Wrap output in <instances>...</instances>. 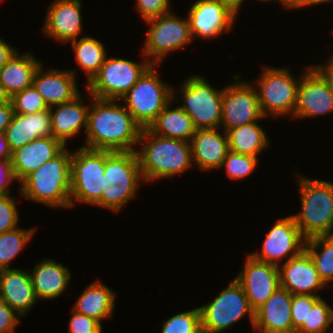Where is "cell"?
<instances>
[{
	"label": "cell",
	"instance_id": "obj_1",
	"mask_svg": "<svg viewBox=\"0 0 333 333\" xmlns=\"http://www.w3.org/2000/svg\"><path fill=\"white\" fill-rule=\"evenodd\" d=\"M92 97L83 147L105 151H136L141 126L118 100Z\"/></svg>",
	"mask_w": 333,
	"mask_h": 333
},
{
	"label": "cell",
	"instance_id": "obj_2",
	"mask_svg": "<svg viewBox=\"0 0 333 333\" xmlns=\"http://www.w3.org/2000/svg\"><path fill=\"white\" fill-rule=\"evenodd\" d=\"M138 147L143 182L171 178L193 167L190 142L159 136L143 128Z\"/></svg>",
	"mask_w": 333,
	"mask_h": 333
},
{
	"label": "cell",
	"instance_id": "obj_3",
	"mask_svg": "<svg viewBox=\"0 0 333 333\" xmlns=\"http://www.w3.org/2000/svg\"><path fill=\"white\" fill-rule=\"evenodd\" d=\"M71 156L72 152L65 147L27 175L20 182L23 197L49 207L71 208Z\"/></svg>",
	"mask_w": 333,
	"mask_h": 333
},
{
	"label": "cell",
	"instance_id": "obj_4",
	"mask_svg": "<svg viewBox=\"0 0 333 333\" xmlns=\"http://www.w3.org/2000/svg\"><path fill=\"white\" fill-rule=\"evenodd\" d=\"M301 196V212L292 215L302 236H333V183L296 176Z\"/></svg>",
	"mask_w": 333,
	"mask_h": 333
},
{
	"label": "cell",
	"instance_id": "obj_5",
	"mask_svg": "<svg viewBox=\"0 0 333 333\" xmlns=\"http://www.w3.org/2000/svg\"><path fill=\"white\" fill-rule=\"evenodd\" d=\"M143 179L136 151H105L101 200L95 205L114 212L132 200Z\"/></svg>",
	"mask_w": 333,
	"mask_h": 333
},
{
	"label": "cell",
	"instance_id": "obj_6",
	"mask_svg": "<svg viewBox=\"0 0 333 333\" xmlns=\"http://www.w3.org/2000/svg\"><path fill=\"white\" fill-rule=\"evenodd\" d=\"M152 64L121 98L128 112L141 128H148L158 114L173 99V88L158 77Z\"/></svg>",
	"mask_w": 333,
	"mask_h": 333
},
{
	"label": "cell",
	"instance_id": "obj_7",
	"mask_svg": "<svg viewBox=\"0 0 333 333\" xmlns=\"http://www.w3.org/2000/svg\"><path fill=\"white\" fill-rule=\"evenodd\" d=\"M199 310L202 333H222L245 315L250 317L252 327L254 326L255 311L235 278L213 301L200 306Z\"/></svg>",
	"mask_w": 333,
	"mask_h": 333
},
{
	"label": "cell",
	"instance_id": "obj_8",
	"mask_svg": "<svg viewBox=\"0 0 333 333\" xmlns=\"http://www.w3.org/2000/svg\"><path fill=\"white\" fill-rule=\"evenodd\" d=\"M104 170L105 150L81 146L72 153L71 207L75 205V201L95 206L101 200Z\"/></svg>",
	"mask_w": 333,
	"mask_h": 333
},
{
	"label": "cell",
	"instance_id": "obj_9",
	"mask_svg": "<svg viewBox=\"0 0 333 333\" xmlns=\"http://www.w3.org/2000/svg\"><path fill=\"white\" fill-rule=\"evenodd\" d=\"M180 107L193 121L196 129L221 128L223 88L216 90L202 76L193 75L181 85Z\"/></svg>",
	"mask_w": 333,
	"mask_h": 333
},
{
	"label": "cell",
	"instance_id": "obj_10",
	"mask_svg": "<svg viewBox=\"0 0 333 333\" xmlns=\"http://www.w3.org/2000/svg\"><path fill=\"white\" fill-rule=\"evenodd\" d=\"M263 69L256 84L263 115L270 114L274 118L290 114L294 117L300 78L295 79L287 68L265 66Z\"/></svg>",
	"mask_w": 333,
	"mask_h": 333
},
{
	"label": "cell",
	"instance_id": "obj_11",
	"mask_svg": "<svg viewBox=\"0 0 333 333\" xmlns=\"http://www.w3.org/2000/svg\"><path fill=\"white\" fill-rule=\"evenodd\" d=\"M144 58V62L136 63L123 58L106 57L97 74L86 85L89 96L121 100L152 65L146 57Z\"/></svg>",
	"mask_w": 333,
	"mask_h": 333
},
{
	"label": "cell",
	"instance_id": "obj_12",
	"mask_svg": "<svg viewBox=\"0 0 333 333\" xmlns=\"http://www.w3.org/2000/svg\"><path fill=\"white\" fill-rule=\"evenodd\" d=\"M146 22L150 29L141 54L152 64L161 63L169 52L179 50L193 40L188 18L182 19L169 12Z\"/></svg>",
	"mask_w": 333,
	"mask_h": 333
},
{
	"label": "cell",
	"instance_id": "obj_13",
	"mask_svg": "<svg viewBox=\"0 0 333 333\" xmlns=\"http://www.w3.org/2000/svg\"><path fill=\"white\" fill-rule=\"evenodd\" d=\"M235 82L223 87L222 123L227 133L229 130L265 118L259 104L256 87L241 82V76L233 75Z\"/></svg>",
	"mask_w": 333,
	"mask_h": 333
},
{
	"label": "cell",
	"instance_id": "obj_14",
	"mask_svg": "<svg viewBox=\"0 0 333 333\" xmlns=\"http://www.w3.org/2000/svg\"><path fill=\"white\" fill-rule=\"evenodd\" d=\"M306 239L292 215L278 219L267 232L262 250L250 253L254 259L279 267L281 260L298 256L305 249Z\"/></svg>",
	"mask_w": 333,
	"mask_h": 333
},
{
	"label": "cell",
	"instance_id": "obj_15",
	"mask_svg": "<svg viewBox=\"0 0 333 333\" xmlns=\"http://www.w3.org/2000/svg\"><path fill=\"white\" fill-rule=\"evenodd\" d=\"M235 279L241 284L251 308L256 311L280 287L279 267L261 262L251 255Z\"/></svg>",
	"mask_w": 333,
	"mask_h": 333
},
{
	"label": "cell",
	"instance_id": "obj_16",
	"mask_svg": "<svg viewBox=\"0 0 333 333\" xmlns=\"http://www.w3.org/2000/svg\"><path fill=\"white\" fill-rule=\"evenodd\" d=\"M237 14L219 0H197L188 13L192 38L213 39L230 31ZM194 35H197L196 37Z\"/></svg>",
	"mask_w": 333,
	"mask_h": 333
},
{
	"label": "cell",
	"instance_id": "obj_17",
	"mask_svg": "<svg viewBox=\"0 0 333 333\" xmlns=\"http://www.w3.org/2000/svg\"><path fill=\"white\" fill-rule=\"evenodd\" d=\"M301 74L294 118H308L333 112V88L313 66Z\"/></svg>",
	"mask_w": 333,
	"mask_h": 333
},
{
	"label": "cell",
	"instance_id": "obj_18",
	"mask_svg": "<svg viewBox=\"0 0 333 333\" xmlns=\"http://www.w3.org/2000/svg\"><path fill=\"white\" fill-rule=\"evenodd\" d=\"M280 287L292 295H318L326 285L321 280L315 263L304 249L298 256L279 265Z\"/></svg>",
	"mask_w": 333,
	"mask_h": 333
},
{
	"label": "cell",
	"instance_id": "obj_19",
	"mask_svg": "<svg viewBox=\"0 0 333 333\" xmlns=\"http://www.w3.org/2000/svg\"><path fill=\"white\" fill-rule=\"evenodd\" d=\"M80 0H55L45 16L43 32L59 43L78 39L83 29Z\"/></svg>",
	"mask_w": 333,
	"mask_h": 333
},
{
	"label": "cell",
	"instance_id": "obj_20",
	"mask_svg": "<svg viewBox=\"0 0 333 333\" xmlns=\"http://www.w3.org/2000/svg\"><path fill=\"white\" fill-rule=\"evenodd\" d=\"M292 294L279 287L255 311L253 333H295L291 318Z\"/></svg>",
	"mask_w": 333,
	"mask_h": 333
},
{
	"label": "cell",
	"instance_id": "obj_21",
	"mask_svg": "<svg viewBox=\"0 0 333 333\" xmlns=\"http://www.w3.org/2000/svg\"><path fill=\"white\" fill-rule=\"evenodd\" d=\"M75 70L49 69L43 71L42 63L37 68L33 85L48 107L68 103L80 95Z\"/></svg>",
	"mask_w": 333,
	"mask_h": 333
},
{
	"label": "cell",
	"instance_id": "obj_22",
	"mask_svg": "<svg viewBox=\"0 0 333 333\" xmlns=\"http://www.w3.org/2000/svg\"><path fill=\"white\" fill-rule=\"evenodd\" d=\"M66 146L53 136L35 139L12 151L11 165L16 180L27 175L56 157Z\"/></svg>",
	"mask_w": 333,
	"mask_h": 333
},
{
	"label": "cell",
	"instance_id": "obj_23",
	"mask_svg": "<svg viewBox=\"0 0 333 333\" xmlns=\"http://www.w3.org/2000/svg\"><path fill=\"white\" fill-rule=\"evenodd\" d=\"M0 298L24 316L37 303L31 274L21 269L0 270Z\"/></svg>",
	"mask_w": 333,
	"mask_h": 333
},
{
	"label": "cell",
	"instance_id": "obj_24",
	"mask_svg": "<svg viewBox=\"0 0 333 333\" xmlns=\"http://www.w3.org/2000/svg\"><path fill=\"white\" fill-rule=\"evenodd\" d=\"M216 129H197L190 141L192 161L201 170L221 169L223 160L228 154V135Z\"/></svg>",
	"mask_w": 333,
	"mask_h": 333
},
{
	"label": "cell",
	"instance_id": "obj_25",
	"mask_svg": "<svg viewBox=\"0 0 333 333\" xmlns=\"http://www.w3.org/2000/svg\"><path fill=\"white\" fill-rule=\"evenodd\" d=\"M52 135L50 109L27 115H13L5 130V137L11 151L29 142Z\"/></svg>",
	"mask_w": 333,
	"mask_h": 333
},
{
	"label": "cell",
	"instance_id": "obj_26",
	"mask_svg": "<svg viewBox=\"0 0 333 333\" xmlns=\"http://www.w3.org/2000/svg\"><path fill=\"white\" fill-rule=\"evenodd\" d=\"M81 97L80 94L68 103L50 107L52 135L65 146H67V139L74 138L82 127H85V133L87 130L90 105L81 103L83 101Z\"/></svg>",
	"mask_w": 333,
	"mask_h": 333
},
{
	"label": "cell",
	"instance_id": "obj_27",
	"mask_svg": "<svg viewBox=\"0 0 333 333\" xmlns=\"http://www.w3.org/2000/svg\"><path fill=\"white\" fill-rule=\"evenodd\" d=\"M37 299H56L69 284V269L53 259H44L37 263L30 273Z\"/></svg>",
	"mask_w": 333,
	"mask_h": 333
},
{
	"label": "cell",
	"instance_id": "obj_28",
	"mask_svg": "<svg viewBox=\"0 0 333 333\" xmlns=\"http://www.w3.org/2000/svg\"><path fill=\"white\" fill-rule=\"evenodd\" d=\"M173 89V99L158 114L148 129L159 136L190 142L197 130L191 118L180 107L170 108L176 98Z\"/></svg>",
	"mask_w": 333,
	"mask_h": 333
},
{
	"label": "cell",
	"instance_id": "obj_29",
	"mask_svg": "<svg viewBox=\"0 0 333 333\" xmlns=\"http://www.w3.org/2000/svg\"><path fill=\"white\" fill-rule=\"evenodd\" d=\"M115 296V292L100 280H96L84 289L72 310L101 323L102 320L112 317L116 305Z\"/></svg>",
	"mask_w": 333,
	"mask_h": 333
},
{
	"label": "cell",
	"instance_id": "obj_30",
	"mask_svg": "<svg viewBox=\"0 0 333 333\" xmlns=\"http://www.w3.org/2000/svg\"><path fill=\"white\" fill-rule=\"evenodd\" d=\"M19 54L17 51L0 70V81L10 97L33 85L34 74L42 63L31 53Z\"/></svg>",
	"mask_w": 333,
	"mask_h": 333
},
{
	"label": "cell",
	"instance_id": "obj_31",
	"mask_svg": "<svg viewBox=\"0 0 333 333\" xmlns=\"http://www.w3.org/2000/svg\"><path fill=\"white\" fill-rule=\"evenodd\" d=\"M258 121L242 125L227 132L229 150L239 154L257 155L269 146L267 134Z\"/></svg>",
	"mask_w": 333,
	"mask_h": 333
},
{
	"label": "cell",
	"instance_id": "obj_32",
	"mask_svg": "<svg viewBox=\"0 0 333 333\" xmlns=\"http://www.w3.org/2000/svg\"><path fill=\"white\" fill-rule=\"evenodd\" d=\"M70 43H72L71 47L75 51V58L78 65L86 73V84H88L105 62L107 57L105 46L102 42L90 36H83L70 41Z\"/></svg>",
	"mask_w": 333,
	"mask_h": 333
},
{
	"label": "cell",
	"instance_id": "obj_33",
	"mask_svg": "<svg viewBox=\"0 0 333 333\" xmlns=\"http://www.w3.org/2000/svg\"><path fill=\"white\" fill-rule=\"evenodd\" d=\"M305 250L314 261L318 274L327 287L333 280V236L309 238L305 242Z\"/></svg>",
	"mask_w": 333,
	"mask_h": 333
},
{
	"label": "cell",
	"instance_id": "obj_34",
	"mask_svg": "<svg viewBox=\"0 0 333 333\" xmlns=\"http://www.w3.org/2000/svg\"><path fill=\"white\" fill-rule=\"evenodd\" d=\"M37 228L20 229L16 227L0 234V270L10 269V262L32 239Z\"/></svg>",
	"mask_w": 333,
	"mask_h": 333
},
{
	"label": "cell",
	"instance_id": "obj_35",
	"mask_svg": "<svg viewBox=\"0 0 333 333\" xmlns=\"http://www.w3.org/2000/svg\"><path fill=\"white\" fill-rule=\"evenodd\" d=\"M333 322V309L321 297L308 310L307 324H302L295 333H326Z\"/></svg>",
	"mask_w": 333,
	"mask_h": 333
},
{
	"label": "cell",
	"instance_id": "obj_36",
	"mask_svg": "<svg viewBox=\"0 0 333 333\" xmlns=\"http://www.w3.org/2000/svg\"><path fill=\"white\" fill-rule=\"evenodd\" d=\"M15 114L27 115L49 110L50 108L39 94L34 85H31L11 97Z\"/></svg>",
	"mask_w": 333,
	"mask_h": 333
},
{
	"label": "cell",
	"instance_id": "obj_37",
	"mask_svg": "<svg viewBox=\"0 0 333 333\" xmlns=\"http://www.w3.org/2000/svg\"><path fill=\"white\" fill-rule=\"evenodd\" d=\"M162 333H202L199 308L180 312L166 319L162 325Z\"/></svg>",
	"mask_w": 333,
	"mask_h": 333
},
{
	"label": "cell",
	"instance_id": "obj_38",
	"mask_svg": "<svg viewBox=\"0 0 333 333\" xmlns=\"http://www.w3.org/2000/svg\"><path fill=\"white\" fill-rule=\"evenodd\" d=\"M257 164L258 157L229 151L221 168L225 167V172L230 179L239 180L249 176L255 170Z\"/></svg>",
	"mask_w": 333,
	"mask_h": 333
},
{
	"label": "cell",
	"instance_id": "obj_39",
	"mask_svg": "<svg viewBox=\"0 0 333 333\" xmlns=\"http://www.w3.org/2000/svg\"><path fill=\"white\" fill-rule=\"evenodd\" d=\"M320 296L297 294L292 295L291 318L293 328L297 330L302 324H307L308 310Z\"/></svg>",
	"mask_w": 333,
	"mask_h": 333
},
{
	"label": "cell",
	"instance_id": "obj_40",
	"mask_svg": "<svg viewBox=\"0 0 333 333\" xmlns=\"http://www.w3.org/2000/svg\"><path fill=\"white\" fill-rule=\"evenodd\" d=\"M18 222L16 201L9 194H0V234L15 229Z\"/></svg>",
	"mask_w": 333,
	"mask_h": 333
},
{
	"label": "cell",
	"instance_id": "obj_41",
	"mask_svg": "<svg viewBox=\"0 0 333 333\" xmlns=\"http://www.w3.org/2000/svg\"><path fill=\"white\" fill-rule=\"evenodd\" d=\"M69 320V333H101V323L94 318L80 314L75 310Z\"/></svg>",
	"mask_w": 333,
	"mask_h": 333
},
{
	"label": "cell",
	"instance_id": "obj_42",
	"mask_svg": "<svg viewBox=\"0 0 333 333\" xmlns=\"http://www.w3.org/2000/svg\"><path fill=\"white\" fill-rule=\"evenodd\" d=\"M170 0H137L136 7L141 17L147 21L170 12Z\"/></svg>",
	"mask_w": 333,
	"mask_h": 333
},
{
	"label": "cell",
	"instance_id": "obj_43",
	"mask_svg": "<svg viewBox=\"0 0 333 333\" xmlns=\"http://www.w3.org/2000/svg\"><path fill=\"white\" fill-rule=\"evenodd\" d=\"M18 313L0 298V333H14L19 323Z\"/></svg>",
	"mask_w": 333,
	"mask_h": 333
},
{
	"label": "cell",
	"instance_id": "obj_44",
	"mask_svg": "<svg viewBox=\"0 0 333 333\" xmlns=\"http://www.w3.org/2000/svg\"><path fill=\"white\" fill-rule=\"evenodd\" d=\"M16 180L12 170L11 159L0 158V194H9V184Z\"/></svg>",
	"mask_w": 333,
	"mask_h": 333
},
{
	"label": "cell",
	"instance_id": "obj_45",
	"mask_svg": "<svg viewBox=\"0 0 333 333\" xmlns=\"http://www.w3.org/2000/svg\"><path fill=\"white\" fill-rule=\"evenodd\" d=\"M13 115L14 110L11 102L0 105V133H5Z\"/></svg>",
	"mask_w": 333,
	"mask_h": 333
},
{
	"label": "cell",
	"instance_id": "obj_46",
	"mask_svg": "<svg viewBox=\"0 0 333 333\" xmlns=\"http://www.w3.org/2000/svg\"><path fill=\"white\" fill-rule=\"evenodd\" d=\"M313 67L321 74L328 85L333 88V56H331L324 65L322 64Z\"/></svg>",
	"mask_w": 333,
	"mask_h": 333
},
{
	"label": "cell",
	"instance_id": "obj_47",
	"mask_svg": "<svg viewBox=\"0 0 333 333\" xmlns=\"http://www.w3.org/2000/svg\"><path fill=\"white\" fill-rule=\"evenodd\" d=\"M17 50L0 38V70L11 59Z\"/></svg>",
	"mask_w": 333,
	"mask_h": 333
},
{
	"label": "cell",
	"instance_id": "obj_48",
	"mask_svg": "<svg viewBox=\"0 0 333 333\" xmlns=\"http://www.w3.org/2000/svg\"><path fill=\"white\" fill-rule=\"evenodd\" d=\"M12 151L9 148L8 141L6 140L5 133H0V158L11 159Z\"/></svg>",
	"mask_w": 333,
	"mask_h": 333
},
{
	"label": "cell",
	"instance_id": "obj_49",
	"mask_svg": "<svg viewBox=\"0 0 333 333\" xmlns=\"http://www.w3.org/2000/svg\"><path fill=\"white\" fill-rule=\"evenodd\" d=\"M224 5L228 6L234 13L238 14L244 0H219Z\"/></svg>",
	"mask_w": 333,
	"mask_h": 333
},
{
	"label": "cell",
	"instance_id": "obj_50",
	"mask_svg": "<svg viewBox=\"0 0 333 333\" xmlns=\"http://www.w3.org/2000/svg\"><path fill=\"white\" fill-rule=\"evenodd\" d=\"M262 2H269L273 0H261ZM277 1V0H276ZM283 6L284 8H289V9H297L298 7V2L296 0H278Z\"/></svg>",
	"mask_w": 333,
	"mask_h": 333
},
{
	"label": "cell",
	"instance_id": "obj_51",
	"mask_svg": "<svg viewBox=\"0 0 333 333\" xmlns=\"http://www.w3.org/2000/svg\"><path fill=\"white\" fill-rule=\"evenodd\" d=\"M11 102V97L5 90L4 85L0 81V105Z\"/></svg>",
	"mask_w": 333,
	"mask_h": 333
},
{
	"label": "cell",
	"instance_id": "obj_52",
	"mask_svg": "<svg viewBox=\"0 0 333 333\" xmlns=\"http://www.w3.org/2000/svg\"><path fill=\"white\" fill-rule=\"evenodd\" d=\"M330 1H333V0H301L298 3V7L301 9L302 7L313 6L316 4H321V3L330 2Z\"/></svg>",
	"mask_w": 333,
	"mask_h": 333
}]
</instances>
